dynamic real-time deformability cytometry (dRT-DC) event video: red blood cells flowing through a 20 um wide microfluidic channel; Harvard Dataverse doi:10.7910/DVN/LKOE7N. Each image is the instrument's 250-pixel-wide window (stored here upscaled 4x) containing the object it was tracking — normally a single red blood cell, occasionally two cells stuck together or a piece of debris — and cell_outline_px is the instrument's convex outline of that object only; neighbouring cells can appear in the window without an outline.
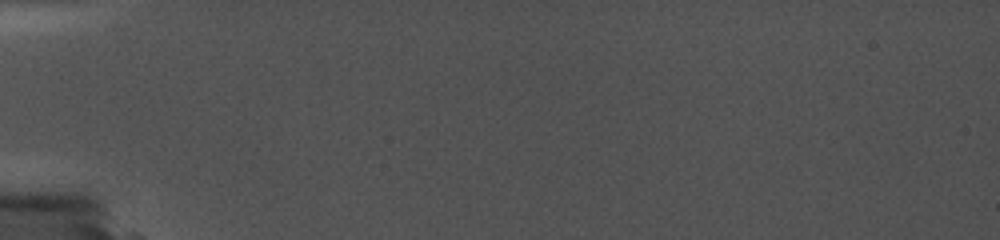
{"species": "common noctule bat (a hibernating species)", "species_latin": "Nyctalus noctula", "temperature_condition": "cold", "stored_images_in_passage": 2, "camera_frame_rate_fps": 5000, "um_per_image_px": 0.085, "animal": {"sex": "female", "body_mass_g": 19.0, "forearm_length_mm": 56.7}, "frame": {"image": 1, "passage_image": 1, "time_ms": 0.0, "image_size_px": [1000, 240], "cell_outline_px": [[676, 136], [644, 140], [600, 140], [536, 136], [524, 132], [524, 128], [648, 128], [676, 132]], "centroid_in_image_um": [51.15, 11.34], "position_along_channel_um": 33.9, "area_um2": 10.87}}